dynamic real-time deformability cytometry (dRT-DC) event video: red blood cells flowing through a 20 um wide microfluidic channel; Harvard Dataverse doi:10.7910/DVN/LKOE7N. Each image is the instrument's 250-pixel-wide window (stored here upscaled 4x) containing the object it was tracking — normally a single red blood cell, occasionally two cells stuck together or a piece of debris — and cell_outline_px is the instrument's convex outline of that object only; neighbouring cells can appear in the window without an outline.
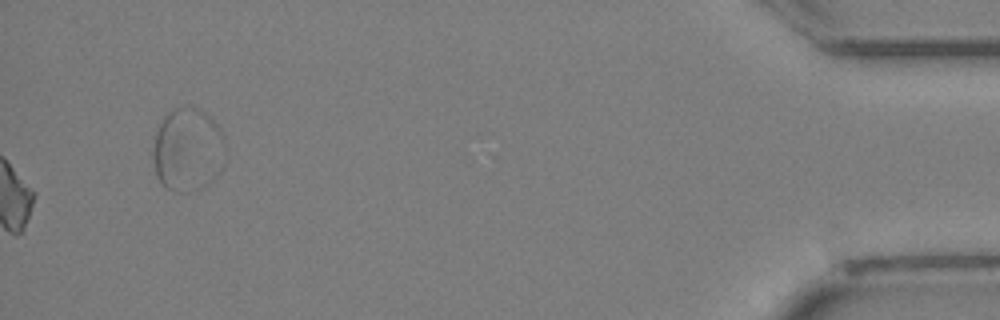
{"species": "Egyptian fruit bat (a non-hibernating species)", "species_latin": "Rousettus aegyptiacus", "temperature_condition": "cold", "stored_images_in_passage": 33, "segment_of_instrument_passage": [2, 2], "camera_frame_rate_fps": 3000, "um_per_image_px": 0.085, "animal": {"sex": "female"}, "frame": {"image": 1, "passage_image": 33, "time_ms": 10.667, "image_size_px": [1000, 320], "cell_outline_px": [[228, 152], [180, 192], [176, 192], [164, 188], [156, 176], [152, 156], [152, 152], [156, 132], [164, 116], [172, 108], [180, 104], [196, 108], [204, 112], [216, 124], [224, 136], [228, 148]], "centroid_in_image_um": [15.81, 12.49], "position_along_channel_um": 419.4, "area_um2": 32.66}}